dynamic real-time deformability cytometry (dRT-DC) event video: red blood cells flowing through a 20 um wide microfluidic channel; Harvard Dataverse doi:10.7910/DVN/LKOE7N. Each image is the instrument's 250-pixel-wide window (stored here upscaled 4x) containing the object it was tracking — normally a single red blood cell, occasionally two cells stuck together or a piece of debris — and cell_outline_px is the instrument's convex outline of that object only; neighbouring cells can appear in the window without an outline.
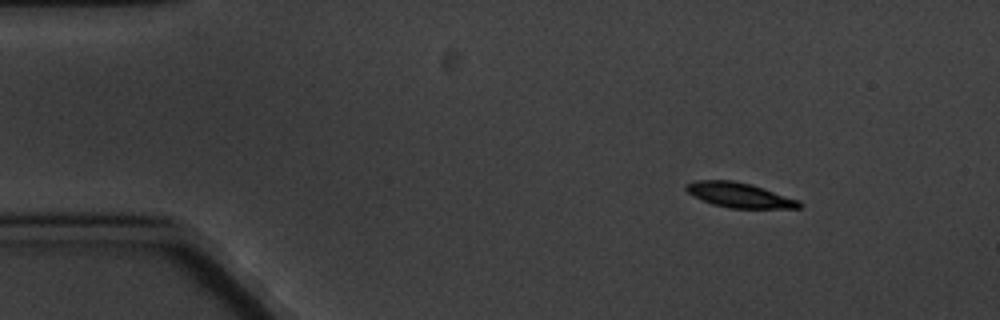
{"species": "common noctule bat (a hibernating species)", "species_latin": "Nyctalus noctula", "temperature_condition": "cold", "stored_images_in_passage": 4, "camera_frame_rate_fps": 3000, "um_per_image_px": 0.085, "animal": {"sex": "male", "body_mass_g": 20.1, "forearm_length_mm": 53.5}, "frame": {"image": 1, "passage_image": 2, "time_ms": 1.333, "image_size_px": [1000, 320], "cell_outline_px": [[804, 204], [800, 208], [732, 208], [712, 204], [688, 192], [684, 188], [684, 184], [696, 180], [732, 180], [752, 184], [800, 200]], "centroid_in_image_um": [62.89, 16.57], "position_along_channel_um": 22.1, "area_um2": 16.42}}
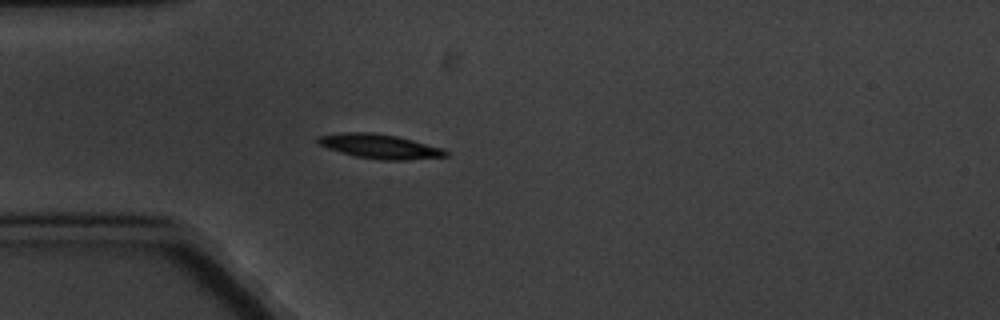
{"frame": {"image": 2, "passage_image": 4, "time_ms": 4.333, "image_size_px": [1000, 320], "cell_outline_px": [[448, 156], [408, 160], [384, 160], [356, 156], [340, 152], [328, 148], [320, 144], [316, 140], [316, 136], [344, 132], [372, 132], [396, 136], [444, 148], [448, 152]], "centroid_in_image_um": [32.29, 12.43], "position_along_channel_um": 52.7, "area_um2": 18.09}}